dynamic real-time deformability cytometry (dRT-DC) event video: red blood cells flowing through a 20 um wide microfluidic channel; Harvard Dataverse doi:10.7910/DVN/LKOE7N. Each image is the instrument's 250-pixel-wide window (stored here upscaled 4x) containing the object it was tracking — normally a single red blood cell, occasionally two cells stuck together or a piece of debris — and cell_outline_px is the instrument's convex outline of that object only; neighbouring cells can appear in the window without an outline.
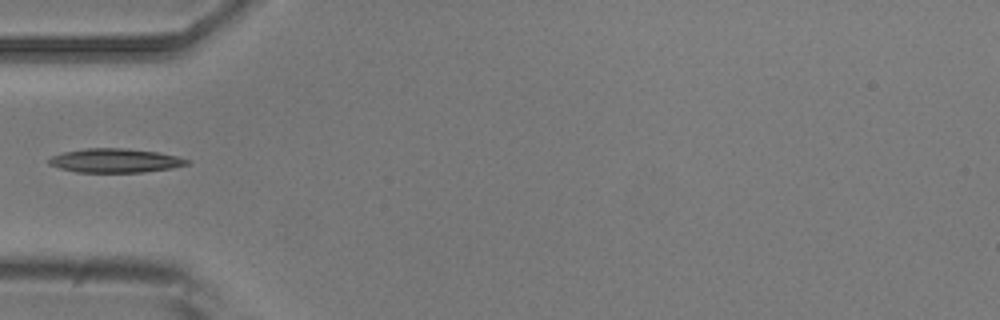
{"species": "common noctule bat (a hibernating species)", "species_latin": "Nyctalus noctula", "temperature_condition": "room temperature", "stored_images_in_passage": 1, "camera_frame_rate_fps": 3000, "um_per_image_px": 0.085, "animal": {"sex": "male", "body_mass_g": 20.5, "forearm_length_mm": 52.5}, "frame": {"image": 1, "passage_image": 1, "time_ms": 0.0, "image_size_px": [1000, 320], "cell_outline_px": [[192, 160], [188, 164], [172, 168], [144, 172], [76, 172], [60, 168], [48, 164], [48, 160], [52, 156], [64, 152], [88, 148], [124, 148], [160, 152]], "centroid_in_image_um": [9.82, 13.65], "position_along_channel_um": 75.2, "area_um2": 19.31}}